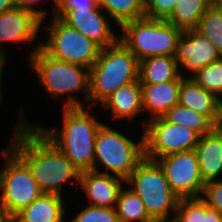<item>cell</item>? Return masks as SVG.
<instances>
[{
    "label": "cell",
    "instance_id": "obj_1",
    "mask_svg": "<svg viewBox=\"0 0 222 222\" xmlns=\"http://www.w3.org/2000/svg\"><path fill=\"white\" fill-rule=\"evenodd\" d=\"M18 116L8 147L29 167L42 193L62 196L63 185L74 181L78 184L81 172L34 123L24 119L23 108Z\"/></svg>",
    "mask_w": 222,
    "mask_h": 222
},
{
    "label": "cell",
    "instance_id": "obj_2",
    "mask_svg": "<svg viewBox=\"0 0 222 222\" xmlns=\"http://www.w3.org/2000/svg\"><path fill=\"white\" fill-rule=\"evenodd\" d=\"M63 110L62 129L35 126L80 172L93 170L95 138L102 122L84 106L63 107Z\"/></svg>",
    "mask_w": 222,
    "mask_h": 222
},
{
    "label": "cell",
    "instance_id": "obj_3",
    "mask_svg": "<svg viewBox=\"0 0 222 222\" xmlns=\"http://www.w3.org/2000/svg\"><path fill=\"white\" fill-rule=\"evenodd\" d=\"M29 60L28 63L31 64L42 88L51 98L57 99L61 95L69 94L64 103L65 108L83 107L84 102L88 105L90 81L87 67L49 56L41 48V43L35 45ZM82 91L85 93L84 102L74 95Z\"/></svg>",
    "mask_w": 222,
    "mask_h": 222
},
{
    "label": "cell",
    "instance_id": "obj_4",
    "mask_svg": "<svg viewBox=\"0 0 222 222\" xmlns=\"http://www.w3.org/2000/svg\"><path fill=\"white\" fill-rule=\"evenodd\" d=\"M138 72L137 57L120 40L101 48L98 59L89 69L88 107L100 106L115 90L137 81Z\"/></svg>",
    "mask_w": 222,
    "mask_h": 222
},
{
    "label": "cell",
    "instance_id": "obj_5",
    "mask_svg": "<svg viewBox=\"0 0 222 222\" xmlns=\"http://www.w3.org/2000/svg\"><path fill=\"white\" fill-rule=\"evenodd\" d=\"M137 142L102 123L95 138L93 170L126 180L145 158L144 133Z\"/></svg>",
    "mask_w": 222,
    "mask_h": 222
},
{
    "label": "cell",
    "instance_id": "obj_6",
    "mask_svg": "<svg viewBox=\"0 0 222 222\" xmlns=\"http://www.w3.org/2000/svg\"><path fill=\"white\" fill-rule=\"evenodd\" d=\"M126 186L138 195L154 222H169L179 197L172 191L157 161L144 158L125 180Z\"/></svg>",
    "mask_w": 222,
    "mask_h": 222
},
{
    "label": "cell",
    "instance_id": "obj_7",
    "mask_svg": "<svg viewBox=\"0 0 222 222\" xmlns=\"http://www.w3.org/2000/svg\"><path fill=\"white\" fill-rule=\"evenodd\" d=\"M120 42L138 61L155 56H174L183 30L166 20L141 18L123 23Z\"/></svg>",
    "mask_w": 222,
    "mask_h": 222
},
{
    "label": "cell",
    "instance_id": "obj_8",
    "mask_svg": "<svg viewBox=\"0 0 222 222\" xmlns=\"http://www.w3.org/2000/svg\"><path fill=\"white\" fill-rule=\"evenodd\" d=\"M0 169V214L14 218L41 194L29 167L9 148Z\"/></svg>",
    "mask_w": 222,
    "mask_h": 222
},
{
    "label": "cell",
    "instance_id": "obj_9",
    "mask_svg": "<svg viewBox=\"0 0 222 222\" xmlns=\"http://www.w3.org/2000/svg\"><path fill=\"white\" fill-rule=\"evenodd\" d=\"M46 42L41 48L51 57L90 69L98 59L101 47L59 18L52 16Z\"/></svg>",
    "mask_w": 222,
    "mask_h": 222
},
{
    "label": "cell",
    "instance_id": "obj_10",
    "mask_svg": "<svg viewBox=\"0 0 222 222\" xmlns=\"http://www.w3.org/2000/svg\"><path fill=\"white\" fill-rule=\"evenodd\" d=\"M143 133L145 158L155 161L172 153L194 150L200 138L194 130L170 123L164 117L147 121Z\"/></svg>",
    "mask_w": 222,
    "mask_h": 222
},
{
    "label": "cell",
    "instance_id": "obj_11",
    "mask_svg": "<svg viewBox=\"0 0 222 222\" xmlns=\"http://www.w3.org/2000/svg\"><path fill=\"white\" fill-rule=\"evenodd\" d=\"M172 191L180 199L201 198L205 182L194 150L172 153L156 160Z\"/></svg>",
    "mask_w": 222,
    "mask_h": 222
},
{
    "label": "cell",
    "instance_id": "obj_12",
    "mask_svg": "<svg viewBox=\"0 0 222 222\" xmlns=\"http://www.w3.org/2000/svg\"><path fill=\"white\" fill-rule=\"evenodd\" d=\"M174 58L179 66L180 76L192 77L203 67L220 60L222 53L209 39L201 36L194 29H188L184 30L178 39ZM185 69L191 72L190 76L182 75L181 70Z\"/></svg>",
    "mask_w": 222,
    "mask_h": 222
},
{
    "label": "cell",
    "instance_id": "obj_13",
    "mask_svg": "<svg viewBox=\"0 0 222 222\" xmlns=\"http://www.w3.org/2000/svg\"><path fill=\"white\" fill-rule=\"evenodd\" d=\"M105 14L98 5L94 9L67 10L59 19L101 48H106L115 44L119 37L112 30Z\"/></svg>",
    "mask_w": 222,
    "mask_h": 222
},
{
    "label": "cell",
    "instance_id": "obj_14",
    "mask_svg": "<svg viewBox=\"0 0 222 222\" xmlns=\"http://www.w3.org/2000/svg\"><path fill=\"white\" fill-rule=\"evenodd\" d=\"M41 21L36 13L17 6L0 14V51L7 54L3 47L5 43L35 42L43 27Z\"/></svg>",
    "mask_w": 222,
    "mask_h": 222
},
{
    "label": "cell",
    "instance_id": "obj_15",
    "mask_svg": "<svg viewBox=\"0 0 222 222\" xmlns=\"http://www.w3.org/2000/svg\"><path fill=\"white\" fill-rule=\"evenodd\" d=\"M124 182L122 178L89 170L81 172L78 185H81L80 191L87 195L88 205L115 208Z\"/></svg>",
    "mask_w": 222,
    "mask_h": 222
},
{
    "label": "cell",
    "instance_id": "obj_16",
    "mask_svg": "<svg viewBox=\"0 0 222 222\" xmlns=\"http://www.w3.org/2000/svg\"><path fill=\"white\" fill-rule=\"evenodd\" d=\"M178 104L206 116L216 127L221 123L222 101L201 88L192 77H182Z\"/></svg>",
    "mask_w": 222,
    "mask_h": 222
},
{
    "label": "cell",
    "instance_id": "obj_17",
    "mask_svg": "<svg viewBox=\"0 0 222 222\" xmlns=\"http://www.w3.org/2000/svg\"><path fill=\"white\" fill-rule=\"evenodd\" d=\"M181 85V76L174 81L163 82L159 84H141V97L143 112L148 110L150 118L146 122L155 118L163 117L167 111L178 105V95Z\"/></svg>",
    "mask_w": 222,
    "mask_h": 222
},
{
    "label": "cell",
    "instance_id": "obj_18",
    "mask_svg": "<svg viewBox=\"0 0 222 222\" xmlns=\"http://www.w3.org/2000/svg\"><path fill=\"white\" fill-rule=\"evenodd\" d=\"M195 151L202 180L205 183L219 180V176L222 174V129L220 126L215 127L210 133L200 136Z\"/></svg>",
    "mask_w": 222,
    "mask_h": 222
},
{
    "label": "cell",
    "instance_id": "obj_19",
    "mask_svg": "<svg viewBox=\"0 0 222 222\" xmlns=\"http://www.w3.org/2000/svg\"><path fill=\"white\" fill-rule=\"evenodd\" d=\"M105 111H112L113 120L133 121L143 113L141 83L139 80L115 90L101 105Z\"/></svg>",
    "mask_w": 222,
    "mask_h": 222
},
{
    "label": "cell",
    "instance_id": "obj_20",
    "mask_svg": "<svg viewBox=\"0 0 222 222\" xmlns=\"http://www.w3.org/2000/svg\"><path fill=\"white\" fill-rule=\"evenodd\" d=\"M64 204L62 196L42 193L14 217V222H64Z\"/></svg>",
    "mask_w": 222,
    "mask_h": 222
},
{
    "label": "cell",
    "instance_id": "obj_21",
    "mask_svg": "<svg viewBox=\"0 0 222 222\" xmlns=\"http://www.w3.org/2000/svg\"><path fill=\"white\" fill-rule=\"evenodd\" d=\"M180 76L174 56H155L139 61L138 80L141 84L174 81Z\"/></svg>",
    "mask_w": 222,
    "mask_h": 222
},
{
    "label": "cell",
    "instance_id": "obj_22",
    "mask_svg": "<svg viewBox=\"0 0 222 222\" xmlns=\"http://www.w3.org/2000/svg\"><path fill=\"white\" fill-rule=\"evenodd\" d=\"M208 7V0H177L166 21L183 31L194 29Z\"/></svg>",
    "mask_w": 222,
    "mask_h": 222
},
{
    "label": "cell",
    "instance_id": "obj_23",
    "mask_svg": "<svg viewBox=\"0 0 222 222\" xmlns=\"http://www.w3.org/2000/svg\"><path fill=\"white\" fill-rule=\"evenodd\" d=\"M98 5L119 27L144 18V0H98Z\"/></svg>",
    "mask_w": 222,
    "mask_h": 222
},
{
    "label": "cell",
    "instance_id": "obj_24",
    "mask_svg": "<svg viewBox=\"0 0 222 222\" xmlns=\"http://www.w3.org/2000/svg\"><path fill=\"white\" fill-rule=\"evenodd\" d=\"M123 187L118 196L115 210L120 222H154L136 193Z\"/></svg>",
    "mask_w": 222,
    "mask_h": 222
},
{
    "label": "cell",
    "instance_id": "obj_25",
    "mask_svg": "<svg viewBox=\"0 0 222 222\" xmlns=\"http://www.w3.org/2000/svg\"><path fill=\"white\" fill-rule=\"evenodd\" d=\"M163 117L170 123L194 130L200 136L210 133L216 127L206 116L179 104L170 108Z\"/></svg>",
    "mask_w": 222,
    "mask_h": 222
},
{
    "label": "cell",
    "instance_id": "obj_26",
    "mask_svg": "<svg viewBox=\"0 0 222 222\" xmlns=\"http://www.w3.org/2000/svg\"><path fill=\"white\" fill-rule=\"evenodd\" d=\"M194 30L222 53V7L209 6Z\"/></svg>",
    "mask_w": 222,
    "mask_h": 222
},
{
    "label": "cell",
    "instance_id": "obj_27",
    "mask_svg": "<svg viewBox=\"0 0 222 222\" xmlns=\"http://www.w3.org/2000/svg\"><path fill=\"white\" fill-rule=\"evenodd\" d=\"M192 79L222 101V58L203 67Z\"/></svg>",
    "mask_w": 222,
    "mask_h": 222
},
{
    "label": "cell",
    "instance_id": "obj_28",
    "mask_svg": "<svg viewBox=\"0 0 222 222\" xmlns=\"http://www.w3.org/2000/svg\"><path fill=\"white\" fill-rule=\"evenodd\" d=\"M169 222H206V203L202 198L179 199Z\"/></svg>",
    "mask_w": 222,
    "mask_h": 222
},
{
    "label": "cell",
    "instance_id": "obj_29",
    "mask_svg": "<svg viewBox=\"0 0 222 222\" xmlns=\"http://www.w3.org/2000/svg\"><path fill=\"white\" fill-rule=\"evenodd\" d=\"M69 222H120L115 208L87 205Z\"/></svg>",
    "mask_w": 222,
    "mask_h": 222
},
{
    "label": "cell",
    "instance_id": "obj_30",
    "mask_svg": "<svg viewBox=\"0 0 222 222\" xmlns=\"http://www.w3.org/2000/svg\"><path fill=\"white\" fill-rule=\"evenodd\" d=\"M177 0H144V17L166 20L173 12Z\"/></svg>",
    "mask_w": 222,
    "mask_h": 222
},
{
    "label": "cell",
    "instance_id": "obj_31",
    "mask_svg": "<svg viewBox=\"0 0 222 222\" xmlns=\"http://www.w3.org/2000/svg\"><path fill=\"white\" fill-rule=\"evenodd\" d=\"M202 200L222 216V180H212L204 185Z\"/></svg>",
    "mask_w": 222,
    "mask_h": 222
},
{
    "label": "cell",
    "instance_id": "obj_32",
    "mask_svg": "<svg viewBox=\"0 0 222 222\" xmlns=\"http://www.w3.org/2000/svg\"><path fill=\"white\" fill-rule=\"evenodd\" d=\"M98 0H57L54 16L60 18L67 10L94 9Z\"/></svg>",
    "mask_w": 222,
    "mask_h": 222
},
{
    "label": "cell",
    "instance_id": "obj_33",
    "mask_svg": "<svg viewBox=\"0 0 222 222\" xmlns=\"http://www.w3.org/2000/svg\"><path fill=\"white\" fill-rule=\"evenodd\" d=\"M53 9L51 11L52 16L55 14V11L57 9V0H53ZM40 3V0H16L17 7L30 10L34 13H36L41 19V24H44V20L47 18V10H37V8H34ZM36 5V6H35Z\"/></svg>",
    "mask_w": 222,
    "mask_h": 222
},
{
    "label": "cell",
    "instance_id": "obj_34",
    "mask_svg": "<svg viewBox=\"0 0 222 222\" xmlns=\"http://www.w3.org/2000/svg\"><path fill=\"white\" fill-rule=\"evenodd\" d=\"M206 222H222V216L206 204Z\"/></svg>",
    "mask_w": 222,
    "mask_h": 222
},
{
    "label": "cell",
    "instance_id": "obj_35",
    "mask_svg": "<svg viewBox=\"0 0 222 222\" xmlns=\"http://www.w3.org/2000/svg\"><path fill=\"white\" fill-rule=\"evenodd\" d=\"M17 6L16 0H0V14Z\"/></svg>",
    "mask_w": 222,
    "mask_h": 222
},
{
    "label": "cell",
    "instance_id": "obj_36",
    "mask_svg": "<svg viewBox=\"0 0 222 222\" xmlns=\"http://www.w3.org/2000/svg\"><path fill=\"white\" fill-rule=\"evenodd\" d=\"M5 59H6V54L2 51H0V104L3 101V94H2V75H3V69H4V65H5Z\"/></svg>",
    "mask_w": 222,
    "mask_h": 222
},
{
    "label": "cell",
    "instance_id": "obj_37",
    "mask_svg": "<svg viewBox=\"0 0 222 222\" xmlns=\"http://www.w3.org/2000/svg\"><path fill=\"white\" fill-rule=\"evenodd\" d=\"M209 6L222 7V0H208Z\"/></svg>",
    "mask_w": 222,
    "mask_h": 222
},
{
    "label": "cell",
    "instance_id": "obj_38",
    "mask_svg": "<svg viewBox=\"0 0 222 222\" xmlns=\"http://www.w3.org/2000/svg\"><path fill=\"white\" fill-rule=\"evenodd\" d=\"M0 222H14V218L0 214Z\"/></svg>",
    "mask_w": 222,
    "mask_h": 222
},
{
    "label": "cell",
    "instance_id": "obj_39",
    "mask_svg": "<svg viewBox=\"0 0 222 222\" xmlns=\"http://www.w3.org/2000/svg\"><path fill=\"white\" fill-rule=\"evenodd\" d=\"M220 128L222 129V111H221V123H220Z\"/></svg>",
    "mask_w": 222,
    "mask_h": 222
}]
</instances>
